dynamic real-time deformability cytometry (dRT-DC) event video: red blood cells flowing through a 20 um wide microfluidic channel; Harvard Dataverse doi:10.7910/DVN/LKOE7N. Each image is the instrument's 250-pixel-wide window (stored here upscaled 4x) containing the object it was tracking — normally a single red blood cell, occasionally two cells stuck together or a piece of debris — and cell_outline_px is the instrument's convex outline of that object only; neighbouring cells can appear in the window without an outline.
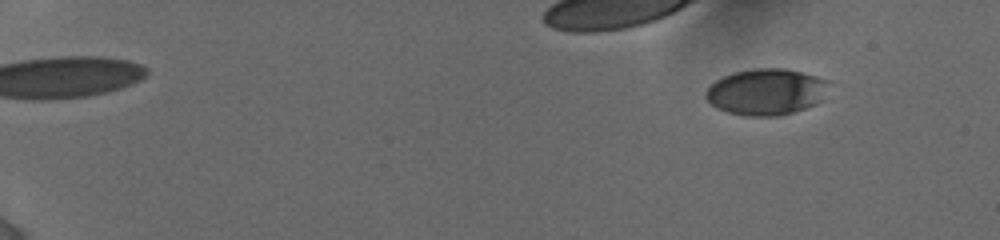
{"species": "human", "species_latin": "Homo sapiens", "temperature_condition": "cold", "stored_images_in_passage": 31, "camera_frame_rate_fps": 3000, "um_per_image_px": 0.085, "donor": {"sex": "female"}, "frame": {"image": 1, "passage_image": 10, "time_ms": 2.333, "image_size_px": [1000, 240], "cell_outline_px": [[832, 80], [820, 100], [816, 104], [796, 112], [780, 116], [744, 116], [728, 112], [716, 108], [704, 96], [704, 92], [716, 80], [732, 72], [756, 68], [784, 68]], "centroid_in_image_um": [65.14, 7.81], "position_along_channel_um": 19.9, "area_um2": 33.47}}
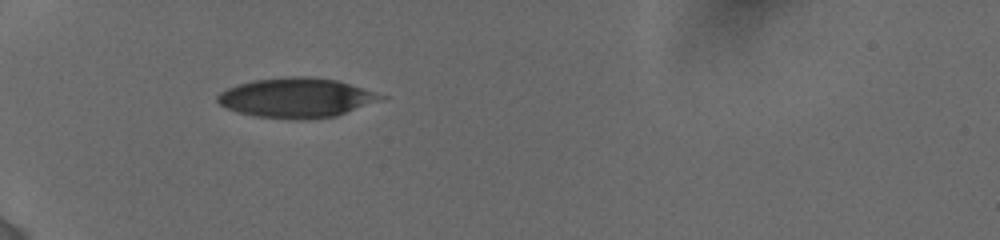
{"frame": {"image": 2, "passage_image": 30, "time_ms": 7.0, "image_size_px": [1000, 240], "cell_outline_px": [[388, 96], [380, 100], [336, 116], [304, 120], [300, 120], [256, 116], [236, 112], [220, 104], [216, 100], [216, 96], [220, 92], [236, 84], [252, 80], [288, 76], [308, 76], [336, 80]], "centroid_in_image_um": [25.15, 8.31], "position_along_channel_um": 59.8, "area_um2": 37.69}}